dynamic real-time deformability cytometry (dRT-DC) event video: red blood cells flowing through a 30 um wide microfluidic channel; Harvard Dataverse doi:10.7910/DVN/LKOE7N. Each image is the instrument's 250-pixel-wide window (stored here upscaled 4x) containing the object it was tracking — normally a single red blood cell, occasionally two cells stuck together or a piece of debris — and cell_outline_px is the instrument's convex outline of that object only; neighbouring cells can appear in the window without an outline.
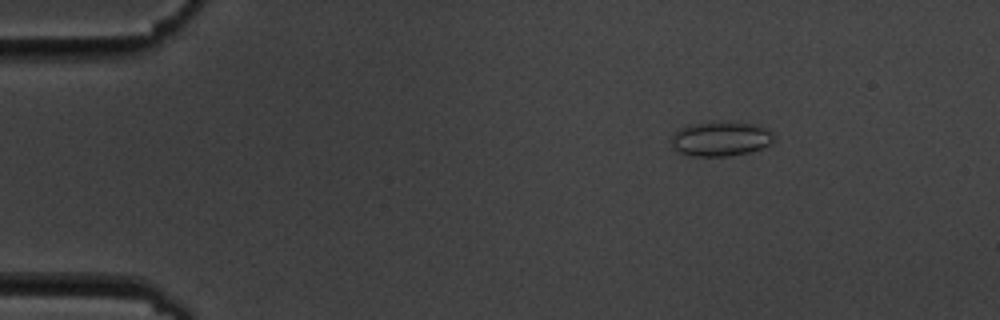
{"species": "common noctule bat (a hibernating species)", "species_latin": "Nyctalus noctula", "temperature_condition": "cold", "stored_images_in_passage": 8, "camera_frame_rate_fps": 3000, "um_per_image_px": 0.085, "animal": {"sex": "male", "body_mass_g": 19.5, "forearm_length_mm": 54.6}, "frame": {"image": 1, "passage_image": 2, "time_ms": 1.333, "image_size_px": [1000, 320], "cell_outline_px": [[776, 136], [772, 144], [748, 152], [728, 156], [692, 156], [680, 152], [672, 148], [672, 136], [680, 128], [688, 124], [760, 124], [772, 132]], "centroid_in_image_um": [61.29, 11.83], "position_along_channel_um": 23.7, "area_um2": 20.17}}
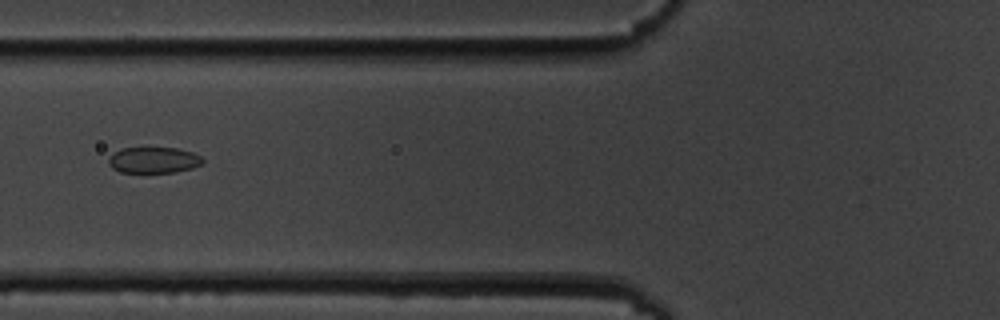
{"frame": {"image": 2, "passage_image": 6, "time_ms": 6.0, "image_size_px": [1000, 320], "cell_outline_px": [[204, 164], [192, 168], [172, 172], [120, 172], [112, 168], [108, 164], [108, 160], [120, 148], [176, 148], [192, 152], [200, 156], [204, 160]], "centroid_in_image_um": [13.08, 13.61], "position_along_channel_um": 112.7, "area_um2": 14.16}}
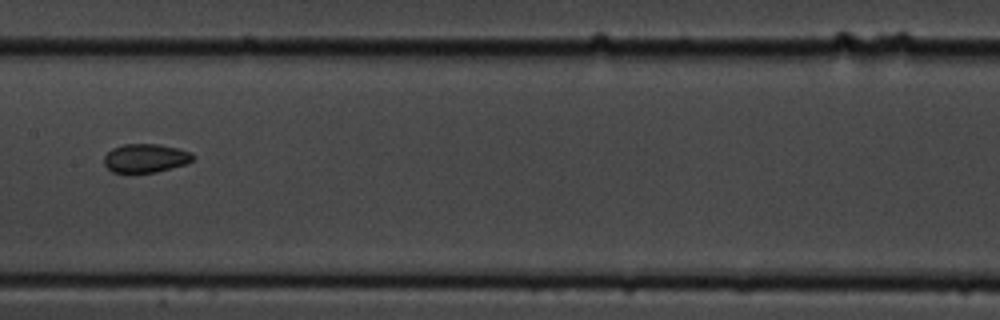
{"frame": {"image": 3, "passage_image": 8, "time_ms": 8.333, "image_size_px": [1000, 320], "cell_outline_px": [[196, 156], [192, 160], [184, 164], [156, 172], [112, 172], [104, 164], [104, 156], [112, 148], [124, 144], [160, 144], [192, 152]], "centroid_in_image_um": [12.37, 13.43], "position_along_channel_um": 195.0, "area_um2": 14.74}}